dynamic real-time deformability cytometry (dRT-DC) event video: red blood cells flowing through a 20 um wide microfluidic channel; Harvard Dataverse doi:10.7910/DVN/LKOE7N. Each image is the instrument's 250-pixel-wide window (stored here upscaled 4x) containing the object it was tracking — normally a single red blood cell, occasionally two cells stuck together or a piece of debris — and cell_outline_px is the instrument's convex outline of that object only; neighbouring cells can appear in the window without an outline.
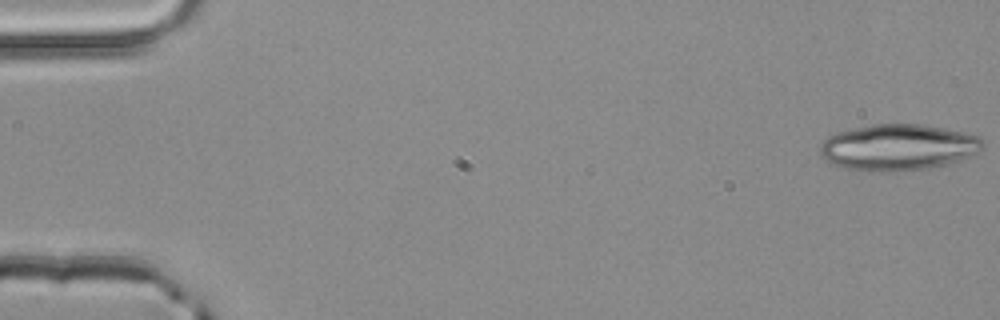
{"species": "common noctule bat (a hibernating species)", "species_latin": "Nyctalus noctula", "temperature_condition": "room temperature", "stored_images_in_passage": 52, "camera_frame_rate_fps": 3000, "um_per_image_px": 0.085, "animal": {"sex": "male", "body_mass_g": 20.4}, "frame": {"image": 1, "passage_image": 1, "time_ms": 0.0, "image_size_px": [1000, 320], "cell_outline_px": [[984, 148], [976, 156], [964, 160], [924, 168], [892, 172], [864, 172], [844, 168], [820, 156], [820, 144], [828, 136], [836, 132], [876, 124], [924, 124], [964, 132], [980, 136], [984, 140]], "centroid_in_image_um": [76.4, 12.53], "position_along_channel_um": 8.6, "area_um2": 44.33}}
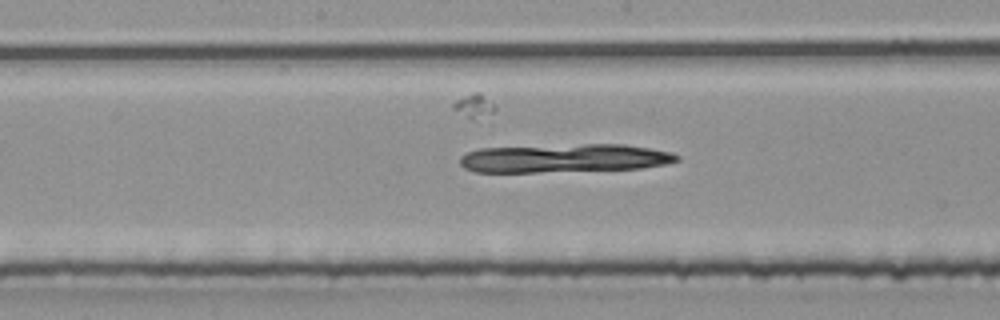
{"frame": {"image": 2, "passage_image": 27, "time_ms": 8.667, "image_size_px": [1000, 320], "cell_outline_px": [[680, 160], [664, 164], [640, 168], [536, 172], [476, 172], [464, 168], [460, 164], [460, 156], [468, 152], [480, 148], [584, 144], [624, 144], [652, 148], [672, 152], [680, 156]], "centroid_in_image_um": [47.98, 13.44], "position_along_channel_um": 200.2, "area_um2": 36.01}}
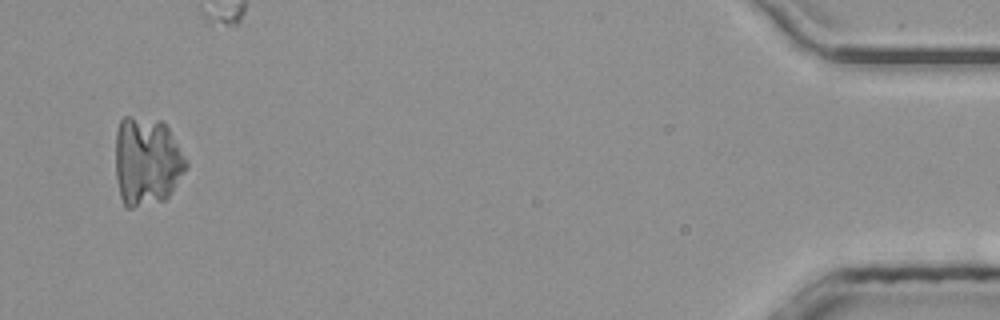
{"frame": {"image": 3, "passage_image": 50, "time_ms": 16.333, "image_size_px": [1000, 320], "cell_outline_px": [[188, 168], [168, 196], [164, 200], [132, 208], [124, 208], [120, 196], [116, 176], [116, 132], [120, 120], [124, 116], [132, 116], [160, 120], [168, 128], [188, 160]], "centroid_in_image_um": [12.48, 13.71], "position_along_channel_um": 422.7, "area_um2": 36.82}}